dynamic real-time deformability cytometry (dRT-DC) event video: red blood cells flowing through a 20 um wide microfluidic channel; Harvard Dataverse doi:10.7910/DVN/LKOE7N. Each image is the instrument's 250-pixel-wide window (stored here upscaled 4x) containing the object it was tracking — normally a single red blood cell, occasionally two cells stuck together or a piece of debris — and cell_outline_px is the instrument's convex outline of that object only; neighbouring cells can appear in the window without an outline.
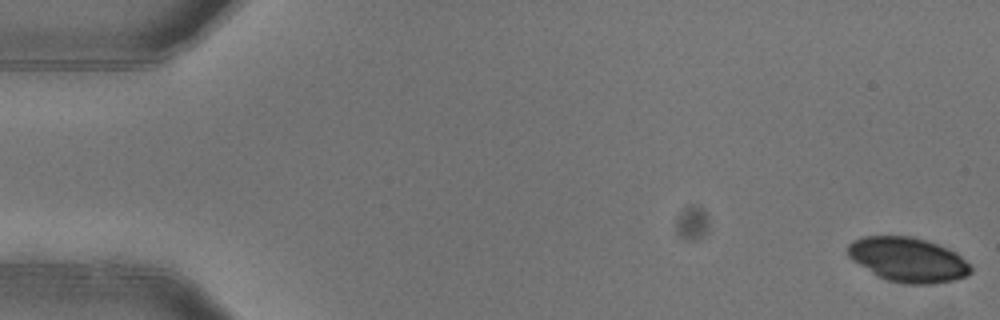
{"species": "common noctule bat (a hibernating species)", "species_latin": "Nyctalus noctula", "temperature_condition": "warm", "stored_images_in_passage": 5, "camera_frame_rate_fps": 3000, "um_per_image_px": 0.085, "animal": {"sex": "female"}, "frame": {"image": 1, "passage_image": 1, "time_ms": 0.0, "image_size_px": [1000, 320], "cell_outline_px": [[972, 272], [964, 276], [952, 280], [932, 284], [908, 284], [888, 280], [876, 276], [852, 260], [848, 256], [848, 244], [852, 240], [864, 236], [912, 236], [936, 244], [956, 252], [972, 268]], "centroid_in_image_um": [77.13, 22.07], "position_along_channel_um": 7.9, "area_um2": 31.73}}